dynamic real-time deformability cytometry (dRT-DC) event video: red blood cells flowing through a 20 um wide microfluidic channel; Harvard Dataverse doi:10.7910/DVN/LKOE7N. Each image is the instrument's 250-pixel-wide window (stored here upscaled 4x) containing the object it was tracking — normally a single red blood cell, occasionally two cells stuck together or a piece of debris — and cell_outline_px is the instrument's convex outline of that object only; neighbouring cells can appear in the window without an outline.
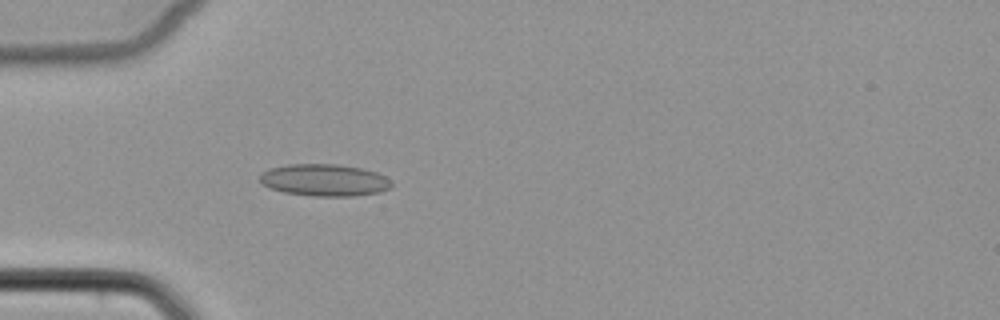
{"species": "common noctule bat (a hibernating species)", "species_latin": "Nyctalus noctula", "temperature_condition": "cold", "stored_images_in_passage": 5, "camera_frame_rate_fps": 3000, "um_per_image_px": 0.085, "animal": {"sex": "female", "body_mass_g": 22.7, "forearm_length_mm": 54.2}, "frame": {"image": 1, "passage_image": 5, "time_ms": 4.667, "image_size_px": [1000, 320], "cell_outline_px": [[392, 188], [380, 192], [356, 196], [312, 196], [284, 192], [268, 188], [260, 180], [260, 176], [264, 172], [272, 168], [288, 164], [336, 164], [360, 168], [376, 172], [392, 180]], "centroid_in_image_um": [27.62, 15.32], "position_along_channel_um": 57.4, "area_um2": 24.57}}